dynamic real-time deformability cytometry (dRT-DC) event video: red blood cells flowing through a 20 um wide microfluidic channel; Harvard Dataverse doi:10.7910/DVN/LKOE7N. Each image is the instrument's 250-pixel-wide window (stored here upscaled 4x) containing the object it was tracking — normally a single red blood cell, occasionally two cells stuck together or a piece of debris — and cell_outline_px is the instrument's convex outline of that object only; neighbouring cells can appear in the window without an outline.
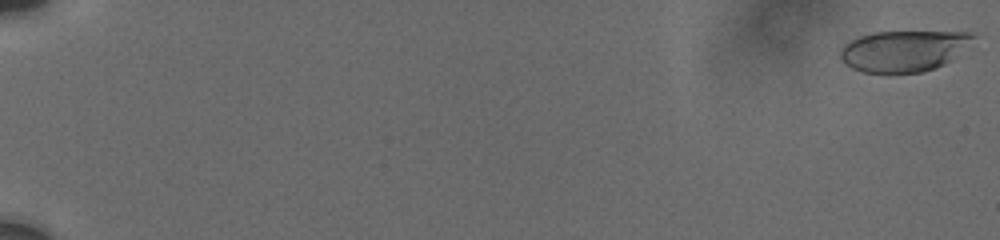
{"species": "human", "species_latin": "Homo sapiens", "temperature_condition": "cold", "stored_images_in_passage": 55, "camera_frame_rate_fps": 3000, "um_per_image_px": 0.085, "donor": {"sex": "male"}, "frame": {"image": 1, "passage_image": 1, "time_ms": 0.0, "image_size_px": [1000, 240], "cell_outline_px": [[980, 36], [952, 60], [936, 68], [920, 72], [864, 72], [852, 68], [840, 56], [840, 48], [844, 44], [860, 36], [872, 32], [976, 32]], "centroid_in_image_um": [76.9, 4.3], "position_along_channel_um": 8.1, "area_um2": 31.85}}
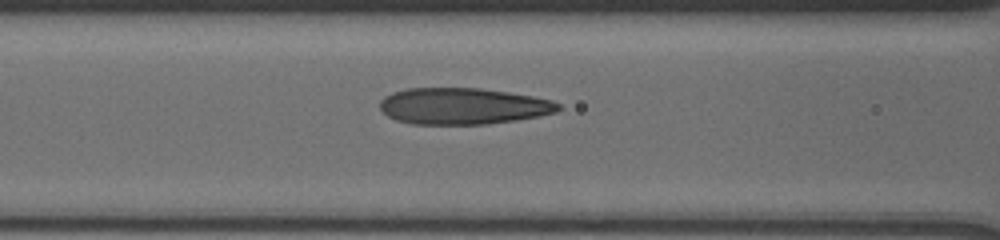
{"frame": {"image": 2, "passage_image": 37, "time_ms": 9.0, "image_size_px": [1000, 240], "cell_outline_px": [[560, 108], [556, 112], [540, 116], [516, 120], [484, 124], [412, 124], [396, 120], [388, 116], [380, 108], [380, 100], [384, 96], [392, 92], [408, 88], [480, 88], [508, 92], [532, 96], [552, 100], [560, 104]], "centroid_in_image_um": [39.34, 9.02], "position_along_channel_um": 127.3, "area_um2": 37.92}}
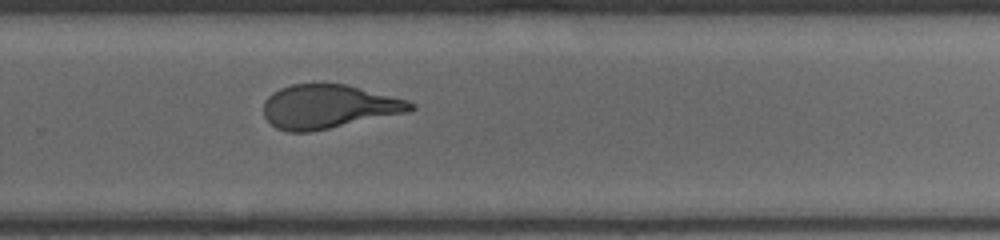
{"frame": {"image": 3, "passage_image": 55, "time_ms": 13.667, "image_size_px": [1000, 240], "cell_outline_px": [[416, 108], [408, 112], [308, 132], [288, 132], [276, 128], [264, 116], [264, 100], [272, 92], [280, 88], [292, 84], [344, 84], [408, 100], [416, 104]], "centroid_in_image_um": [27.91, 9.06], "position_along_channel_um": 301.9, "area_um2": 37.22}}